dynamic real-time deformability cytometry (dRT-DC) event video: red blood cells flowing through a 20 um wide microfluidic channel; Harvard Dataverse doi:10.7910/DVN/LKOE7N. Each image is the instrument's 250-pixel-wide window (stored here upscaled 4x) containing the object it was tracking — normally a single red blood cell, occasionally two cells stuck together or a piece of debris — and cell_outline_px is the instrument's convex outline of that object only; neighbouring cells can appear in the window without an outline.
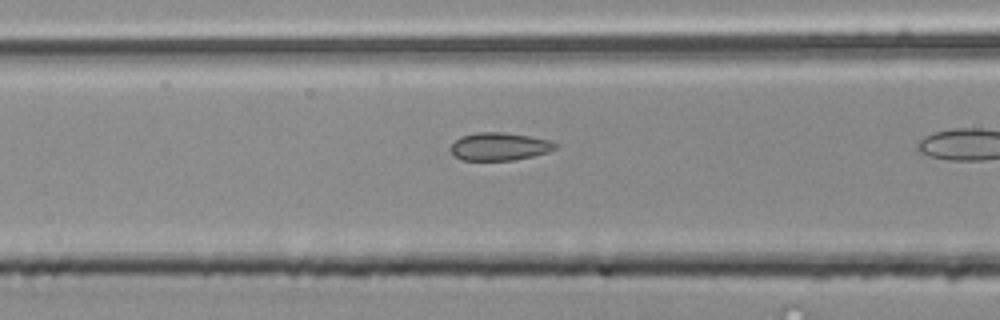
{"species": "common noctule bat (a hibernating species)", "species_latin": "Nyctalus noctula", "temperature_condition": "room temperature", "stored_images_in_passage": 17, "camera_frame_rate_fps": 3000, "um_per_image_px": 0.085, "animal": {"sex": "male", "body_mass_g": 20.4}, "frame": {"image": 1, "passage_image": 15, "time_ms": 4.667, "image_size_px": [1000, 320], "cell_outline_px": [[560, 144], [556, 148], [548, 152], [532, 156], [512, 160], [464, 160], [456, 156], [448, 148], [460, 136], [476, 132], [500, 132], [528, 136], [548, 140]], "centroid_in_image_um": [42.44, 12.45], "position_along_channel_um": 124.2, "area_um2": 16.88}}